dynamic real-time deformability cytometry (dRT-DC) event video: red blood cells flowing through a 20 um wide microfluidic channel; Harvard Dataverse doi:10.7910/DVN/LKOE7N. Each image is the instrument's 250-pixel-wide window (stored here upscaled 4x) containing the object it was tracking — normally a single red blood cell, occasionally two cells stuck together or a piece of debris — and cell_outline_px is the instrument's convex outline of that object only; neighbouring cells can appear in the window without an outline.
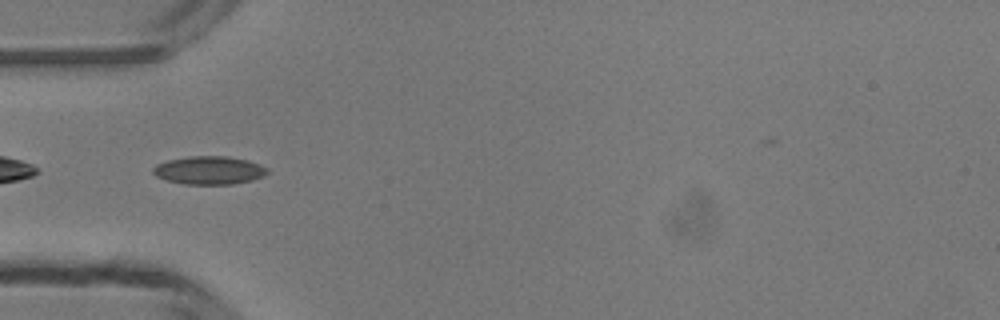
{"species": "common noctule bat (a hibernating species)", "species_latin": "Nyctalus noctula", "temperature_condition": "room temperature", "stored_images_in_passage": 33, "camera_frame_rate_fps": 3000, "um_per_image_px": 0.085, "animal": {"sex": "male", "body_mass_g": 13.3}, "frame": {"image": 1, "passage_image": 1, "time_ms": 0.0, "image_size_px": [1000, 320], "cell_outline_px": [[268, 172], [264, 176], [252, 180], [232, 184], [184, 184], [168, 180], [156, 176], [152, 172], [152, 168], [156, 164], [168, 160], [192, 156], [228, 156], [248, 160], [260, 164], [268, 168]], "centroid_in_image_um": [17.8, 14.47], "position_along_channel_um": 67.2, "area_um2": 18.79}}
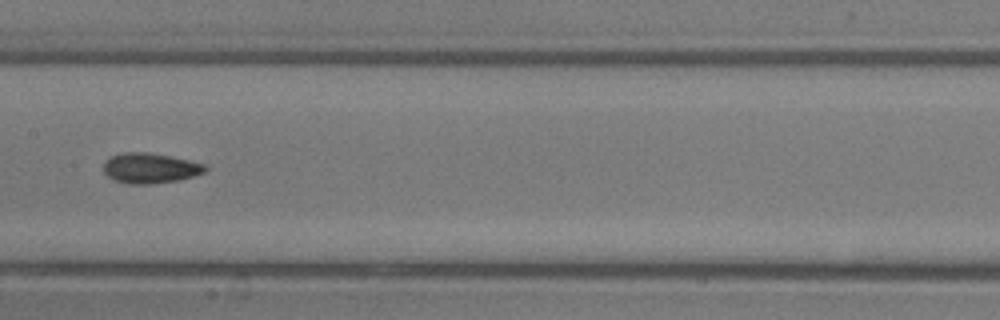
{"frame": {"image": 2, "passage_image": 10, "time_ms": 3.0, "image_size_px": [1000, 320], "cell_outline_px": [[208, 168], [204, 172], [180, 180], [152, 184], [128, 184], [116, 180], [108, 176], [104, 172], [104, 164], [112, 156], [124, 152], [148, 152], [188, 160], [204, 164]], "centroid_in_image_um": [12.77, 14.3], "position_along_channel_um": 194.6, "area_um2": 17.69}}
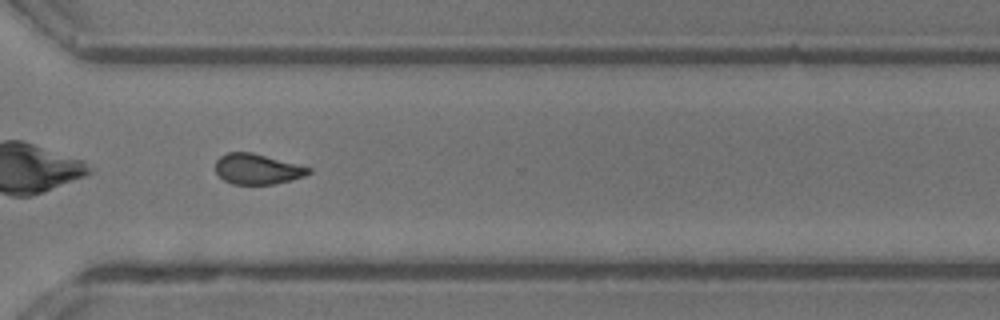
{"frame": {"image": 3, "passage_image": 21, "time_ms": 6.667, "image_size_px": [1000, 320], "cell_outline_px": [[312, 172], [304, 176], [292, 180], [272, 184], [232, 184], [224, 180], [216, 172], [216, 160], [220, 156], [228, 152], [252, 152], [312, 168]], "centroid_in_image_um": [21.88, 14.37], "position_along_channel_um": 348.7, "area_um2": 16.47}, "authors_computed_cell_mechanics": {"area_um2": 17.051, "velocity_mm_per_s": 4.2163, "shape_relaxation_time_tau1_ms": 5.1641, "shape_relaxation_time_tau2_ms": 2.955, "deformation_change_tau1": 0.1071, "deformation_change_tau2": 0.0794}}